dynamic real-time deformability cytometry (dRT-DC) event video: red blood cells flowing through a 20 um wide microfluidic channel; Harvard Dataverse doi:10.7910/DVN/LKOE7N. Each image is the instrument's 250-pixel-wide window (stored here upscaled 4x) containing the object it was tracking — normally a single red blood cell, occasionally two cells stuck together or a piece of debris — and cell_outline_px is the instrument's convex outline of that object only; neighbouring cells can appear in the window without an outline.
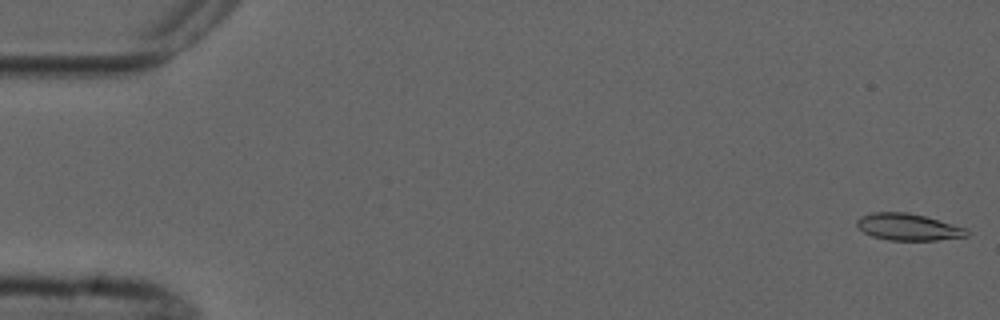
{"species": "common noctule bat (a hibernating species)", "species_latin": "Nyctalus noctula", "temperature_condition": "cold", "stored_images_in_passage": 4, "camera_frame_rate_fps": 3000, "um_per_image_px": 0.085, "animal": {"sex": "male", "forearm_length_mm": 52.5}, "frame": {"image": 1, "passage_image": 4, "time_ms": 5.0, "image_size_px": [1000, 320], "cell_outline_px": [[968, 236], [936, 240], [888, 240], [872, 236], [864, 232], [856, 224], [856, 220], [860, 216], [872, 212], [908, 212], [924, 216], [952, 224], [964, 228], [968, 232]], "centroid_in_image_um": [77.14, 19.29], "position_along_channel_um": 7.9, "area_um2": 16.99}}